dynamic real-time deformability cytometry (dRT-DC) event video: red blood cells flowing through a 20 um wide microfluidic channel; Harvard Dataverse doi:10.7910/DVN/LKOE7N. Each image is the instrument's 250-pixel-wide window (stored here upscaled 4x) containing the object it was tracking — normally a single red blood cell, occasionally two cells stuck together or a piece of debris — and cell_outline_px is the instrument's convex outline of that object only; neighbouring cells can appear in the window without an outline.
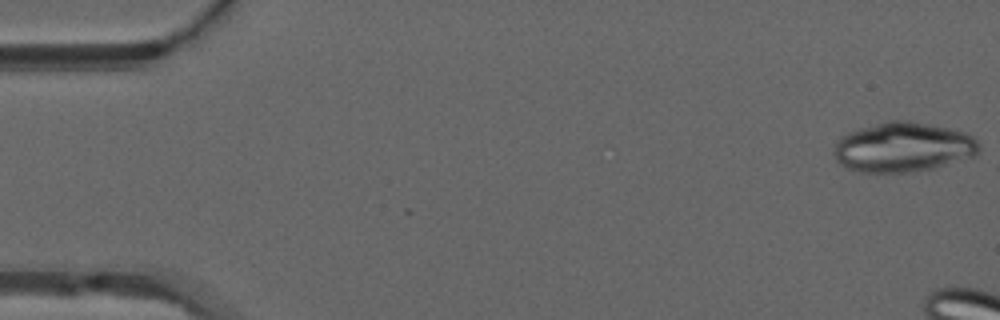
{"species": "common noctule bat (a hibernating species)", "species_latin": "Nyctalus noctula", "temperature_condition": "warm", "stored_images_in_passage": 8, "camera_frame_rate_fps": 3000, "um_per_image_px": 0.085, "animal": {"sex": "male", "forearm_length_mm": 52.5}, "frame": {"image": 1, "passage_image": 1, "time_ms": 0.0, "image_size_px": [1000, 320], "cell_outline_px": [[980, 148], [976, 156], [932, 168], [912, 172], [860, 172], [848, 168], [840, 164], [836, 160], [832, 152], [836, 140], [840, 136], [848, 132], [860, 128], [888, 120], [908, 120], [948, 128], [964, 132], [972, 136], [980, 144]], "centroid_in_image_um": [76.73, 12.51], "position_along_channel_um": 8.3, "area_um2": 42.25}}